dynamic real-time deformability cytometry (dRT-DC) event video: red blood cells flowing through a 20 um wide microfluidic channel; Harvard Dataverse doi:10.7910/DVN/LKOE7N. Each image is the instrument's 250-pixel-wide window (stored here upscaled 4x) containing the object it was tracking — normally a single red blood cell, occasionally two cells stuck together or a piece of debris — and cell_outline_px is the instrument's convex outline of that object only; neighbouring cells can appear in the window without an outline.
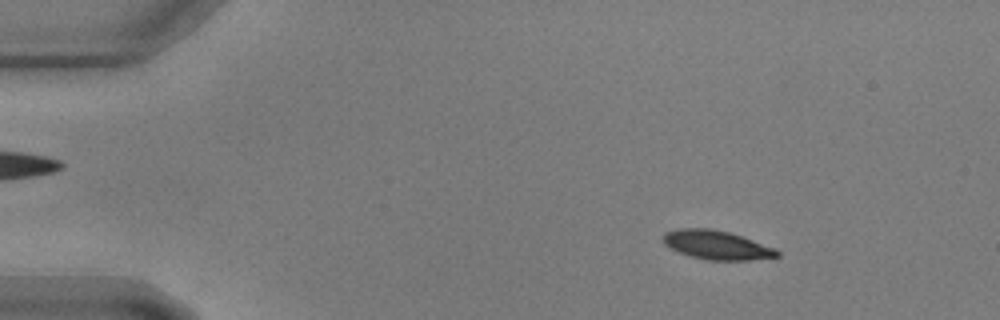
{"species": "common noctule bat (a hibernating species)", "species_latin": "Nyctalus noctula", "temperature_condition": "warm", "stored_images_in_passage": 58, "camera_frame_rate_fps": 3000, "um_per_image_px": 0.085, "animal": {"sex": "male", "body_mass_g": 17.9, "forearm_length_mm": 54.2}, "frame": {"image": 1, "passage_image": 8, "time_ms": 2.333, "image_size_px": [1000, 320], "cell_outline_px": [[780, 256], [748, 260], [708, 260], [688, 256], [668, 248], [664, 244], [664, 232], [676, 228], [708, 228], [728, 232], [776, 248], [780, 252]], "centroid_in_image_um": [60.88, 20.83], "position_along_channel_um": 24.1, "area_um2": 19.25}}
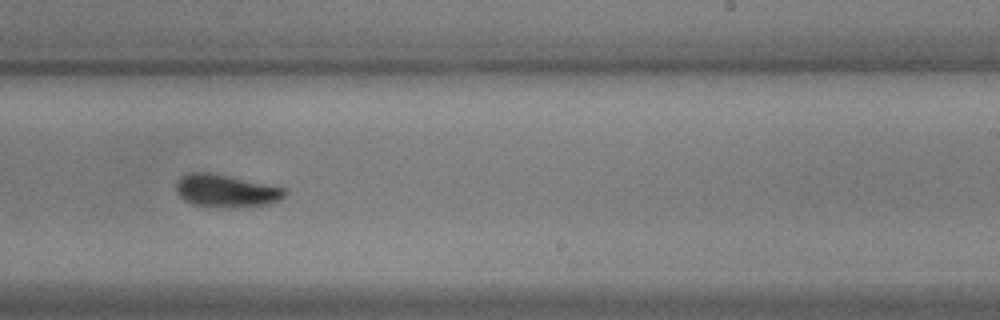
{"frame": {"image": 2, "passage_image": 36, "time_ms": 11.667, "image_size_px": [1000, 320], "cell_outline_px": [[288, 192], [280, 200], [268, 204], [232, 208], [192, 204], [184, 200], [176, 192], [176, 180], [180, 176], [188, 172], [212, 172], [284, 188]], "centroid_in_image_um": [19.18, 16.21], "position_along_channel_um": 269.8, "area_um2": 20.81}}
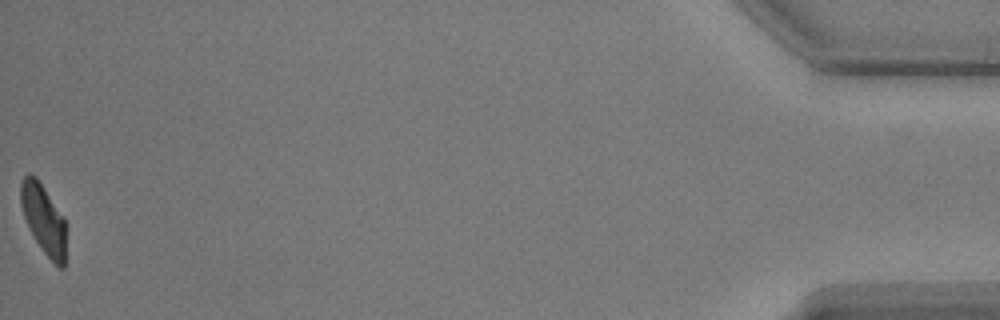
{"frame": {"image": 3, "passage_image": 58, "time_ms": 19.0, "image_size_px": [1000, 320], "cell_outline_px": [[64, 268], [60, 268], [44, 252], [28, 228], [20, 204], [20, 180], [28, 172], [36, 176], [44, 188], [64, 220]], "centroid_in_image_um": [3.64, 18.56], "position_along_channel_um": 431.6, "area_um2": 17.8}}